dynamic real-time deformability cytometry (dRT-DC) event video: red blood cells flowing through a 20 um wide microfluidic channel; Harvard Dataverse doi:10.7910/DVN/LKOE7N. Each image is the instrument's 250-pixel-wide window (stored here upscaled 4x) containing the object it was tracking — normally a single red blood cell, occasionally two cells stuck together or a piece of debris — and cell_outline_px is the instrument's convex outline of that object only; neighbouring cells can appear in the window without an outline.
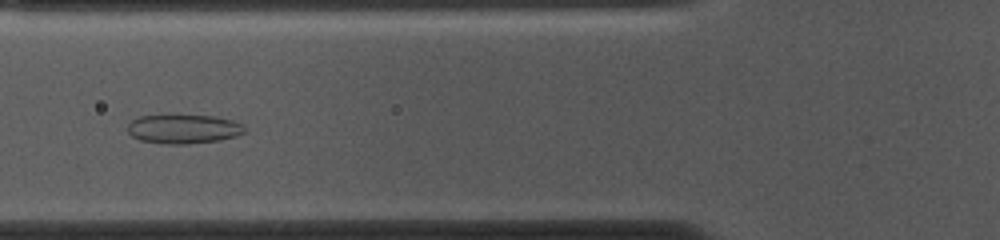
{"species": "common noctule bat (a hibernating species)", "species_latin": "Nyctalus noctula", "temperature_condition": "cold", "stored_images_in_passage": 53, "camera_frame_rate_fps": 3000, "um_per_image_px": 0.085, "animal": {"sex": "female", "body_mass_g": 10.0, "forearm_length_mm": 53.1}, "frame": {"image": 1, "passage_image": 19, "time_ms": 6.0, "image_size_px": [1000, 240], "cell_outline_px": [[244, 132], [236, 136], [220, 140], [188, 144], [168, 144], [140, 140], [132, 136], [128, 132], [128, 124], [132, 120], [140, 116], [212, 116], [232, 120], [244, 124]], "centroid_in_image_um": [15.61, 10.97], "position_along_channel_um": 110.2, "area_um2": 19.59}}
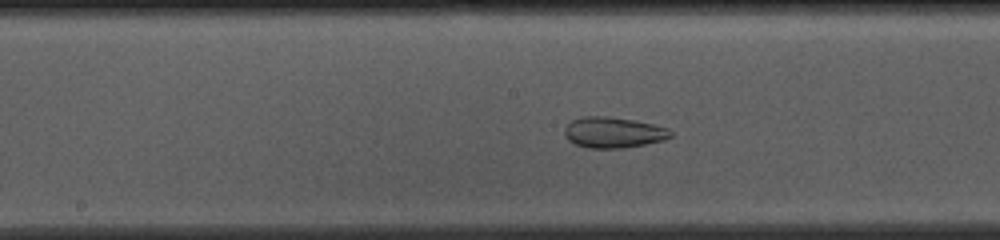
{"frame": {"image": 2, "passage_image": 26, "time_ms": 8.333, "image_size_px": [1000, 240], "cell_outline_px": [[672, 136], [664, 140], [624, 148], [588, 148], [576, 144], [568, 140], [564, 136], [564, 128], [572, 120], [580, 116], [608, 116], [632, 120], [652, 124], [668, 128], [672, 132]], "centroid_in_image_um": [52.11, 11.25], "position_along_channel_um": 196.1, "area_um2": 19.07}}
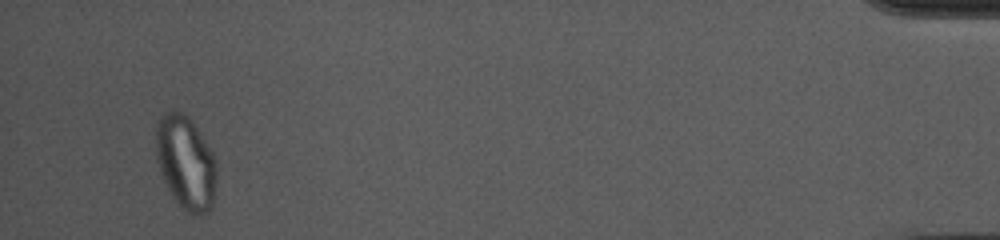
{"frame": {"image": 3, "passage_image": 51, "time_ms": 16.667, "image_size_px": [1000, 240], "cell_outline_px": [[216, 176], [212, 208], [208, 212], [192, 216], [172, 196], [160, 172], [156, 152], [156, 124], [160, 116], [164, 112], [184, 112], [192, 120], [212, 152], [216, 160]], "centroid_in_image_um": [15.79, 13.8], "position_along_channel_um": 419.4, "area_um2": 32.95}, "authors_computed_cell_mechanics": {"area_um2": 26.4146, "velocity_mm_per_s": 3.6724, "shape_relaxation_time_tau1_ms": null, "shape_relaxation_time_tau2_ms": 1.6179, "deformation_change_tau1": null, "deformation_change_tau2": 0.07}}